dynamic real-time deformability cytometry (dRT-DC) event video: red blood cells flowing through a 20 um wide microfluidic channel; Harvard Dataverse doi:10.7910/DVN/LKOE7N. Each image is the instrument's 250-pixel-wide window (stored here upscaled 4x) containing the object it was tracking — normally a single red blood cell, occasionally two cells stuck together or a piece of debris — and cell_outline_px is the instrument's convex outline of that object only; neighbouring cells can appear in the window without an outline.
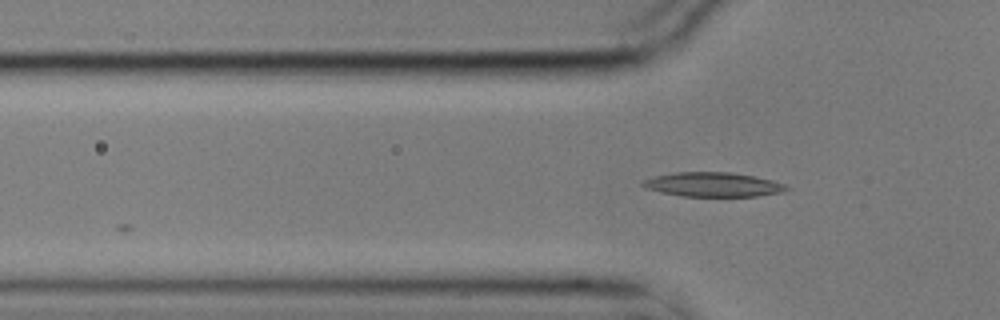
{"species": "common noctule bat (a hibernating species)", "species_latin": "Nyctalus noctula", "temperature_condition": "cold", "stored_images_in_passage": 5, "camera_frame_rate_fps": 3000, "um_per_image_px": 0.085, "animal": {"sex": "male", "body_mass_g": 17.9}, "frame": {"image": 1, "passage_image": 5, "time_ms": 1.333, "image_size_px": [1000, 320], "cell_outline_px": [[788, 188], [780, 192], [756, 196], [684, 196], [660, 192], [648, 188], [640, 184], [644, 180], [656, 176], [676, 172], [732, 172], [772, 180], [784, 184]], "centroid_in_image_um": [60.59, 15.68], "position_along_channel_um": 65.2, "area_um2": 20.0}}